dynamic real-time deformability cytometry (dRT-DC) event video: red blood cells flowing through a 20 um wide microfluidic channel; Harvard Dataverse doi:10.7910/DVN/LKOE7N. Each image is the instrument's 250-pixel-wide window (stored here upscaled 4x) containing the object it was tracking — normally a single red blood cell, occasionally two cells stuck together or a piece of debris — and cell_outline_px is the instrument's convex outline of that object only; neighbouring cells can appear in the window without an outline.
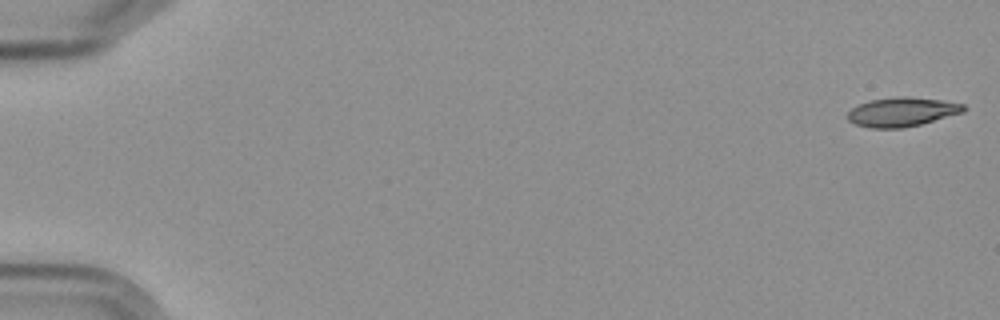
{"species": "Egyptian fruit bat (a non-hibernating species)", "species_latin": "Rousettus aegyptiacus", "temperature_condition": "cold", "stored_images_in_passage": 7, "camera_frame_rate_fps": 3000, "um_per_image_px": 0.085, "frame": {"image": 1, "passage_image": 1, "time_ms": 0.0, "image_size_px": [1000, 320], "cell_outline_px": [[968, 108], [964, 112], [920, 124], [904, 128], [868, 128], [856, 124], [848, 120], [848, 112], [852, 108], [860, 104], [872, 100], [896, 96], [908, 96], [940, 100], [964, 104]], "centroid_in_image_um": [76.69, 9.51], "position_along_channel_um": 8.3, "area_um2": 19.65}}
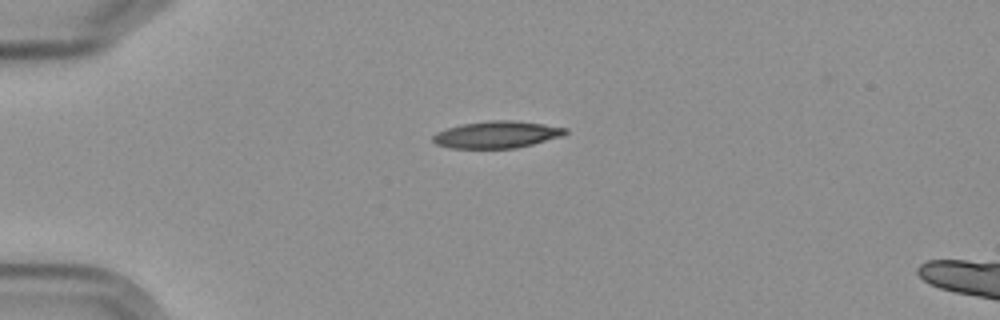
{"frame": {"image": 2, "passage_image": 5, "time_ms": 4.667, "image_size_px": [1000, 320], "cell_outline_px": [[568, 132], [560, 136], [532, 144], [516, 148], [452, 148], [436, 144], [432, 140], [432, 136], [436, 132], [448, 128], [464, 124], [488, 120], [512, 120], [544, 124], [568, 128]], "centroid_in_image_um": [42.22, 11.43], "position_along_channel_um": 42.8, "area_um2": 20.63}}
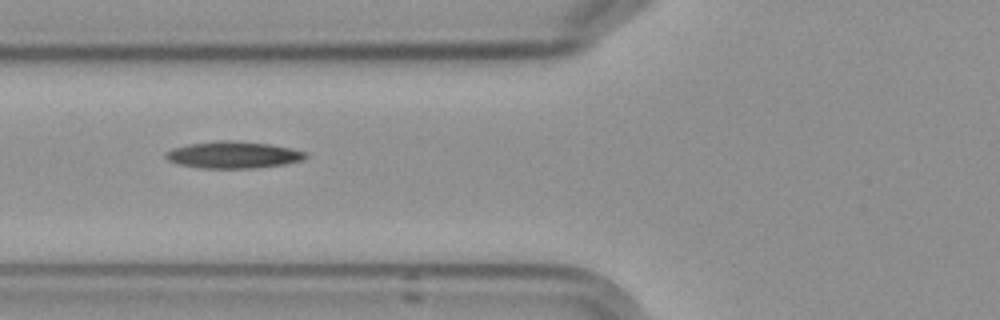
{"frame": {"image": 3, "passage_image": 7, "time_ms": 7.333, "image_size_px": [1000, 320], "cell_outline_px": [[308, 156], [304, 160], [284, 164], [256, 168], [196, 168], [180, 164], [168, 160], [164, 156], [164, 152], [172, 148], [188, 144], [220, 140], [232, 140], [268, 144], [292, 148], [304, 152]], "centroid_in_image_um": [19.8, 13.16], "position_along_channel_um": 106.0, "area_um2": 21.96}}